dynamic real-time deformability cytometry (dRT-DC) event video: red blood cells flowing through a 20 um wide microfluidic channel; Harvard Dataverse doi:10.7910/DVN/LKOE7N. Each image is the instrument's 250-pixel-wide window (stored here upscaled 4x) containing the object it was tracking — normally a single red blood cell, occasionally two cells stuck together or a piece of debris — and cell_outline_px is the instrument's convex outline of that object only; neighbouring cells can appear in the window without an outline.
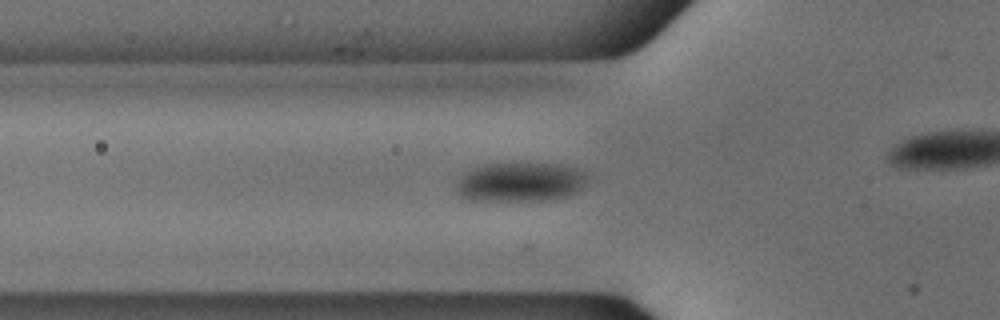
{"species": "common noctule bat (a hibernating species)", "species_latin": "Nyctalus noctula", "temperature_condition": "cold", "stored_images_in_passage": 37, "camera_frame_rate_fps": 3000, "um_per_image_px": 0.085, "animal": {"sex": "male", "body_mass_g": 18.8}, "frame": {"image": 1, "passage_image": 12, "time_ms": 3.667, "image_size_px": [1000, 320], "cell_outline_px": [[592, 180], [576, 192], [552, 200], [468, 200], [460, 196], [456, 192], [456, 184], [460, 176], [464, 172], [472, 168], [488, 164], [564, 164], [588, 172]], "centroid_in_image_um": [44.28, 15.47], "position_along_channel_um": 81.5, "area_um2": 30.4}}
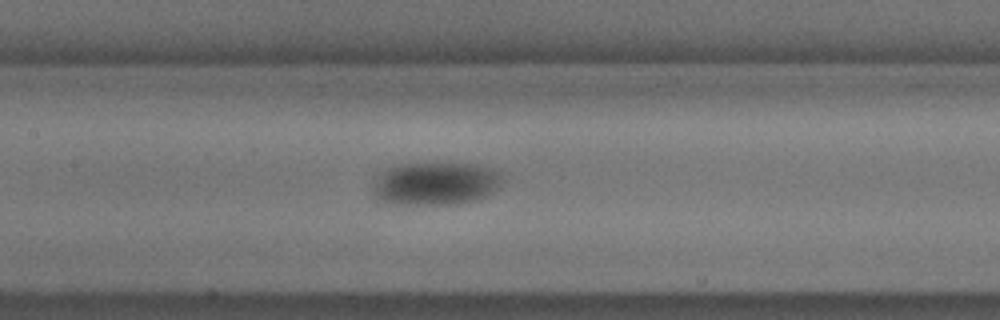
{"frame": {"image": 2, "passage_image": 19, "time_ms": 6.0, "image_size_px": [1000, 320], "cell_outline_px": [[504, 180], [500, 188], [476, 200], [456, 204], [388, 204], [380, 200], [376, 196], [376, 180], [380, 172], [388, 168], [400, 164], [476, 164], [500, 172]], "centroid_in_image_um": [37.08, 15.61], "position_along_channel_um": 170.3, "area_um2": 32.19}}
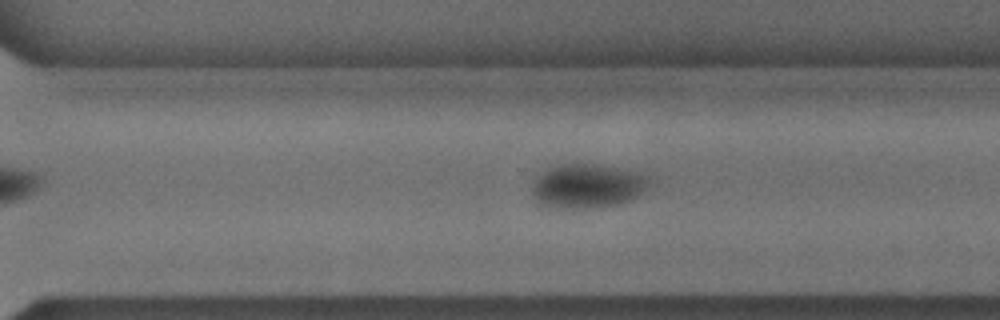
{"frame": {"image": 3, "passage_image": 31, "time_ms": 10.0, "image_size_px": [1000, 320], "cell_outline_px": [[652, 180], [636, 196], [620, 204], [592, 208], [556, 208], [544, 204], [536, 200], [532, 192], [532, 184], [536, 176], [548, 168], [556, 164], [600, 164], [648, 176]], "centroid_in_image_um": [49.87, 15.8], "position_along_channel_um": 320.7, "area_um2": 29.88}}